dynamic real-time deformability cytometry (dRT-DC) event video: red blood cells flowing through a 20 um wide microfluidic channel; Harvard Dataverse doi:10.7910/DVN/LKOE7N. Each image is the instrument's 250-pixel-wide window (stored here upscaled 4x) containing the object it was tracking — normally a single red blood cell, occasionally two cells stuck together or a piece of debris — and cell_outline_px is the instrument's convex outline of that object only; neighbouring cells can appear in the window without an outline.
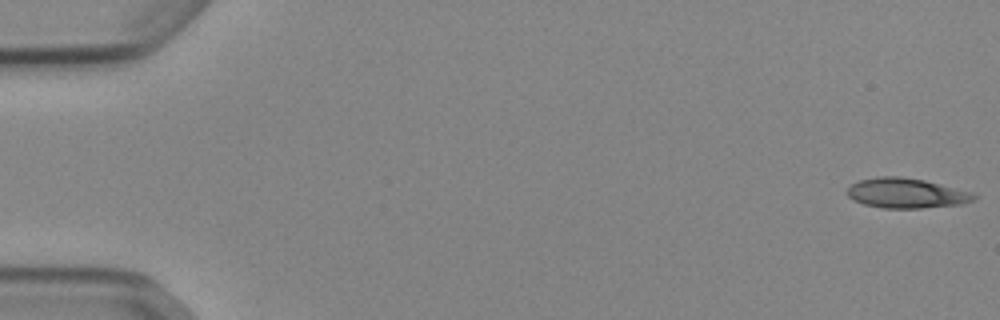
{"species": "Egyptian fruit bat (a non-hibernating species)", "species_latin": "Rousettus aegyptiacus", "temperature_condition": "cold", "stored_images_in_passage": 17, "camera_frame_rate_fps": 3000, "um_per_image_px": 0.085, "animal": {"sex": "female"}, "frame": {"image": 1, "passage_image": 1, "time_ms": 0.0, "image_size_px": [1000, 320], "cell_outline_px": [[976, 200], [960, 204], [920, 208], [884, 208], [864, 204], [852, 200], [848, 196], [848, 188], [852, 184], [860, 180], [880, 176], [900, 176], [924, 180], [972, 192], [976, 196]], "centroid_in_image_um": [77.03, 16.42], "position_along_channel_um": 8.0, "area_um2": 21.96}}
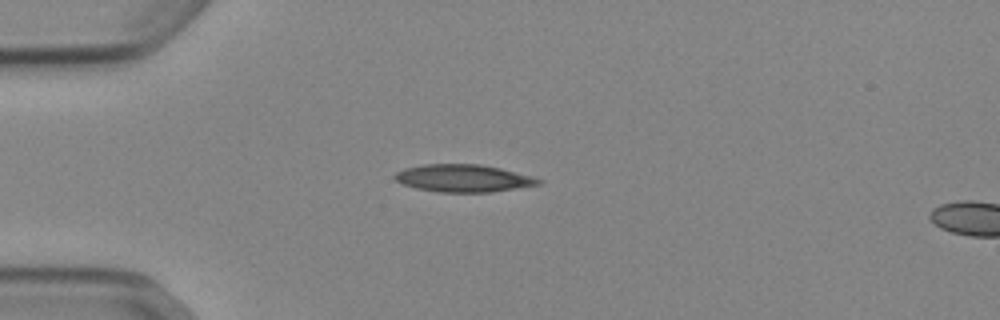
{"frame": {"image": 2, "passage_image": 14, "time_ms": 4.333, "image_size_px": [1000, 320], "cell_outline_px": [[544, 180], [540, 184], [492, 192], [436, 192], [416, 188], [404, 184], [396, 180], [392, 176], [396, 172], [404, 168], [424, 164], [480, 164], [500, 168], [532, 176]], "centroid_in_image_um": [39.37, 15.15], "position_along_channel_um": 45.6, "area_um2": 23.0}}